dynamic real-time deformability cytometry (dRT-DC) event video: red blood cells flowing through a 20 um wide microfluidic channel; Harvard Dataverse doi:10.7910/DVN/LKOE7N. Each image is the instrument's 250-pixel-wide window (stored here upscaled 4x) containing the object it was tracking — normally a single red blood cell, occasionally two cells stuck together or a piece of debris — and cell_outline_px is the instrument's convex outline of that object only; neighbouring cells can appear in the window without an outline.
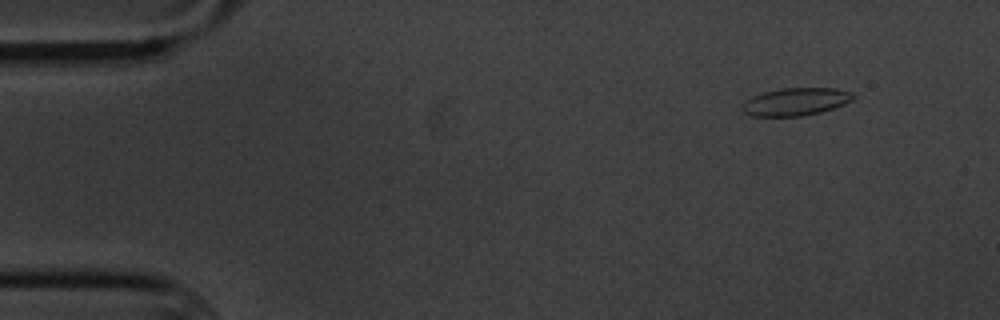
{"species": "common noctule bat (a hibernating species)", "species_latin": "Nyctalus noctula", "temperature_condition": "cold", "stored_images_in_passage": 4, "camera_frame_rate_fps": 3000, "um_per_image_px": 0.085, "animal": {"sex": "male", "body_mass_g": 20.1, "forearm_length_mm": 53.5}, "frame": {"image": 1, "passage_image": 1, "time_ms": 0.0, "image_size_px": [1000, 320], "cell_outline_px": [[852, 100], [844, 104], [820, 112], [800, 116], [752, 116], [744, 112], [740, 108], [752, 96], [764, 92], [780, 88], [836, 88], [852, 92]], "centroid_in_image_um": [67.62, 8.64], "position_along_channel_um": 17.4, "area_um2": 17.69}}